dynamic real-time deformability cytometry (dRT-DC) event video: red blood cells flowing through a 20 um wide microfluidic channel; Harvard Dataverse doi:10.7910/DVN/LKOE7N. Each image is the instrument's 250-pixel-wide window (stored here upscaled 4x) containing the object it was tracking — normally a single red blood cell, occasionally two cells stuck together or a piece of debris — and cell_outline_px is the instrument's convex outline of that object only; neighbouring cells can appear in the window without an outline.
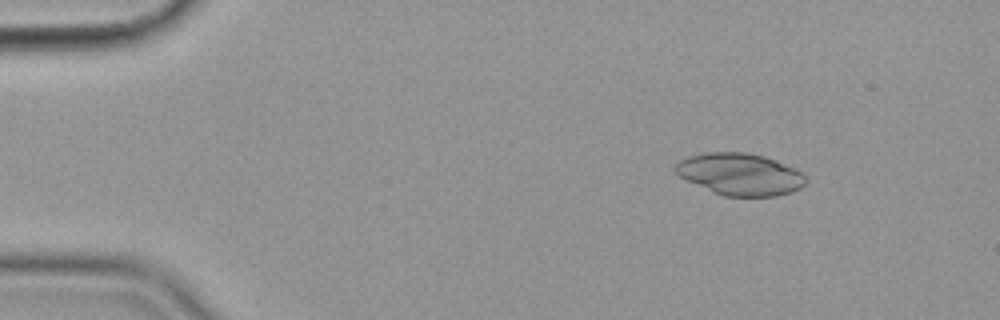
{"species": "common noctule bat (a hibernating species)", "species_latin": "Nyctalus noctula", "temperature_condition": "cold", "stored_images_in_passage": 49, "camera_frame_rate_fps": 3000, "um_per_image_px": 0.085, "animal": {"sex": "female", "body_mass_g": 19.9}, "frame": {"image": 1, "passage_image": 1, "time_ms": 0.0, "image_size_px": [1000, 320], "cell_outline_px": [[808, 180], [800, 188], [792, 192], [776, 196], [724, 196], [688, 180], [680, 176], [676, 172], [676, 164], [680, 160], [688, 156], [704, 152], [744, 152], [764, 156], [776, 160], [796, 168], [804, 172]], "centroid_in_image_um": [62.97, 14.8], "position_along_channel_um": 22.0, "area_um2": 31.79}}